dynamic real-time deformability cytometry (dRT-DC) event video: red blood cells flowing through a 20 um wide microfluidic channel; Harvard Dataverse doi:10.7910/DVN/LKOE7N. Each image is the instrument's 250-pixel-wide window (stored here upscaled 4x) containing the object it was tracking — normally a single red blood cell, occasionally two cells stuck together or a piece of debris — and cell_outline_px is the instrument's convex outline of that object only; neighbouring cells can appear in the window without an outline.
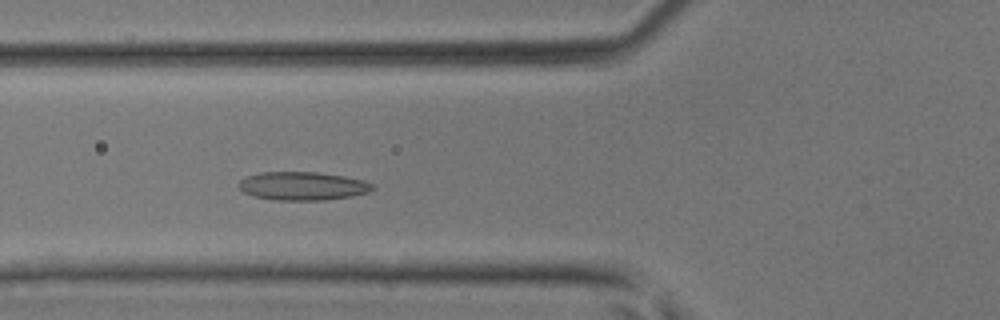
{"species": "common noctule bat (a hibernating species)", "species_latin": "Nyctalus noctula", "temperature_condition": "room temperature", "stored_images_in_passage": 36, "camera_frame_rate_fps": 3000, "um_per_image_px": 0.085, "animal": {"sex": "male", "body_mass_g": 17.9, "forearm_length_mm": 54.2}, "frame": {"image": 1, "passage_image": 7, "time_ms": 2.0, "image_size_px": [1000, 320], "cell_outline_px": [[376, 188], [368, 192], [352, 196], [320, 200], [272, 200], [252, 196], [244, 192], [240, 188], [240, 180], [248, 176], [260, 172], [316, 172], [344, 176], [364, 180], [376, 184]], "centroid_in_image_um": [25.76, 15.81], "position_along_channel_um": 100.0, "area_um2": 22.2}}
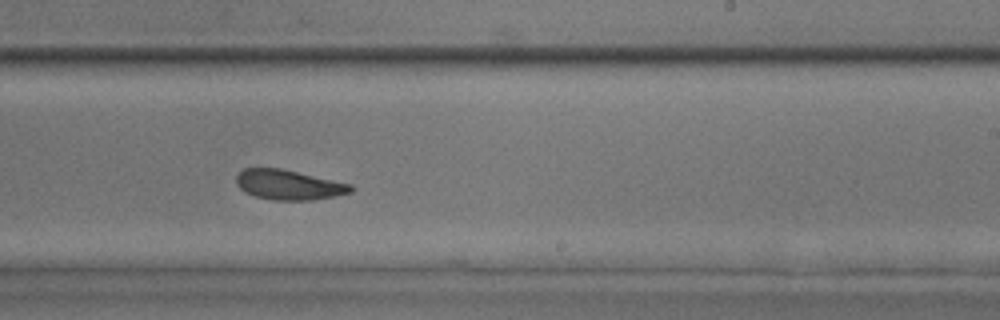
{"frame": {"image": 2, "passage_image": 18, "time_ms": 5.667, "image_size_px": [1000, 320], "cell_outline_px": [[356, 188], [352, 192], [336, 196], [312, 200], [272, 200], [256, 196], [244, 192], [236, 184], [236, 176], [244, 168], [280, 168], [352, 184]], "centroid_in_image_um": [24.56, 15.71], "position_along_channel_um": 264.4, "area_um2": 20.06}}
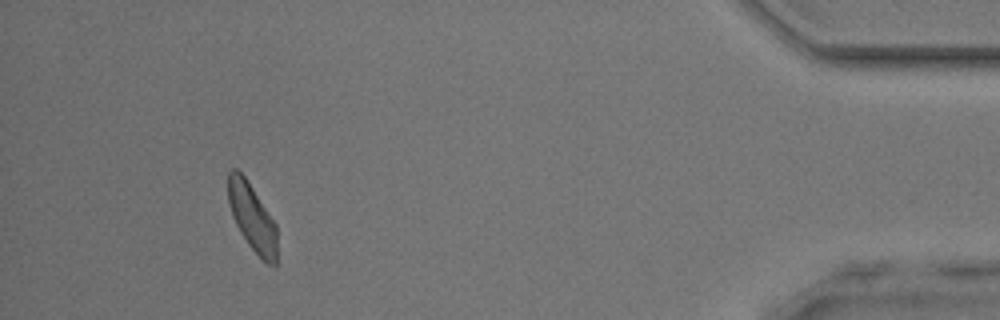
{"frame": {"image": 3, "passage_image": 32, "time_ms": 10.333, "image_size_px": [1000, 320], "cell_outline_px": [[276, 268], [268, 264], [248, 244], [240, 232], [232, 216], [228, 204], [228, 172], [232, 168], [236, 168], [244, 176], [276, 224]], "centroid_in_image_um": [21.41, 18.47], "position_along_channel_um": 413.8, "area_um2": 18.9}}